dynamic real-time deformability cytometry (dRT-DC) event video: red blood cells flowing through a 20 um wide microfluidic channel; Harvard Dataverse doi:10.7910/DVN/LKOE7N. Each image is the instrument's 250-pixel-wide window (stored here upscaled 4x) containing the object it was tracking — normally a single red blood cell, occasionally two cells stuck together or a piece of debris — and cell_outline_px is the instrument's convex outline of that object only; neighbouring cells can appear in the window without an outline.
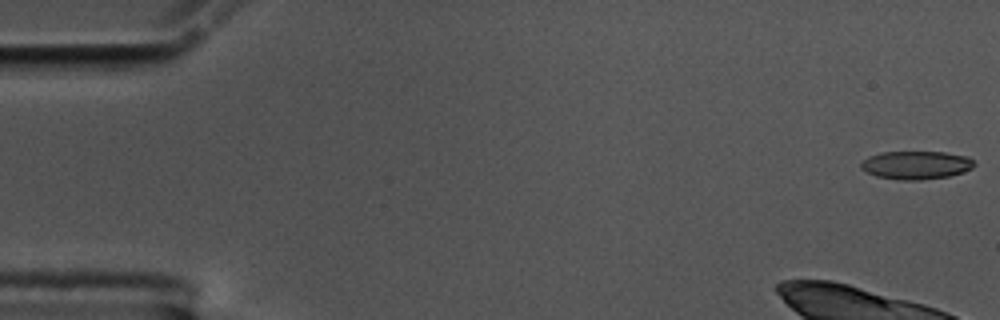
{"species": "common noctule bat (a hibernating species)", "species_latin": "Nyctalus noctula", "temperature_condition": "cold", "stored_images_in_passage": 15, "camera_frame_rate_fps": 3000, "um_per_image_px": 0.085, "animal": {"sex": "male", "body_mass_g": 17.5, "forearm_length_mm": 52.3}, "frame": {"image": 1, "passage_image": 1, "time_ms": 0.0, "image_size_px": [1000, 320], "cell_outline_px": [[976, 164], [972, 168], [964, 172], [948, 176], [920, 180], [900, 180], [876, 176], [860, 168], [860, 164], [868, 156], [880, 152], [944, 152], [968, 156]], "centroid_in_image_um": [77.87, 14.03], "position_along_channel_um": 7.1, "area_um2": 18.67}}